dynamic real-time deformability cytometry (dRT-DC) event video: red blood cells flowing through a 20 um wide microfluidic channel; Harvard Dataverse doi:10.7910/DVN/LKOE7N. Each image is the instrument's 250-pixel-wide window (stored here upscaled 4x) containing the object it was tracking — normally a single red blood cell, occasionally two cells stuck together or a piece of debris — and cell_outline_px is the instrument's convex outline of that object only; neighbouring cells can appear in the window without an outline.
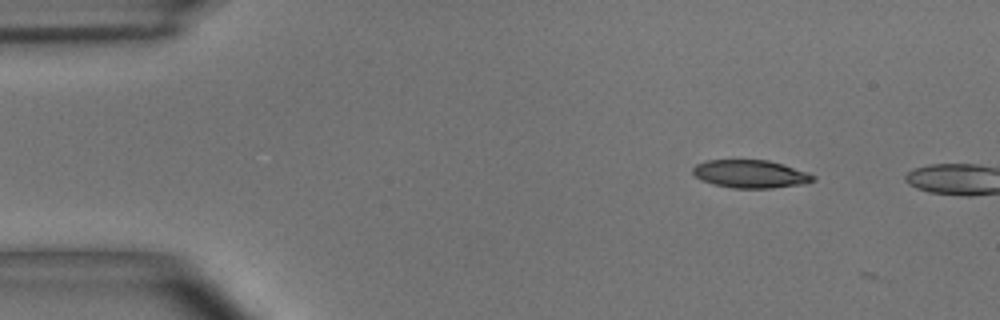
{"species": "common noctule bat (a hibernating species)", "species_latin": "Nyctalus noctula", "temperature_condition": "room temperature", "stored_images_in_passage": 4, "camera_frame_rate_fps": 3000, "um_per_image_px": 0.085, "animal": {"sex": "male", "body_mass_g": 15.6}, "frame": {"image": 1, "passage_image": 2, "time_ms": 0.333, "image_size_px": [1000, 320], "cell_outline_px": [[816, 180], [804, 184], [772, 188], [732, 188], [712, 184], [700, 180], [692, 172], [692, 168], [696, 164], [704, 160], [768, 160], [784, 164], [808, 172], [816, 176]], "centroid_in_image_um": [63.8, 14.79], "position_along_channel_um": 21.2, "area_um2": 19.88}}